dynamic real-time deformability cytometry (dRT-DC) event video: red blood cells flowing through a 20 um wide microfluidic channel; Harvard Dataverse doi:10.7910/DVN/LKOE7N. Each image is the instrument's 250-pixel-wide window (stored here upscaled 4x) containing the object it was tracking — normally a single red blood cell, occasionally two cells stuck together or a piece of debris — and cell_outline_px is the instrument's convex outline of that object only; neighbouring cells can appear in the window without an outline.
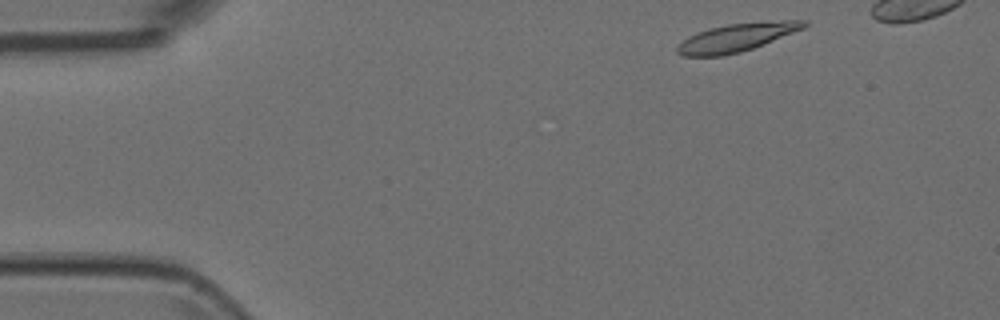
{"species": "Egyptian fruit bat (a non-hibernating species)", "species_latin": "Rousettus aegyptiacus", "temperature_condition": "room temperature", "stored_images_in_passage": 4, "camera_frame_rate_fps": 3000, "um_per_image_px": 0.085, "animal": {"sex": "female"}, "frame": {"image": 1, "passage_image": 1, "time_ms": 0.0, "image_size_px": [1000, 320], "cell_outline_px": [[808, 24], [804, 28], [752, 48], [740, 52], [724, 56], [684, 56], [676, 52], [676, 48], [688, 36], [696, 32], [708, 28], [728, 24], [780, 20], [808, 20]], "centroid_in_image_um": [62.6, 3.18], "position_along_channel_um": 22.4, "area_um2": 20.63}}